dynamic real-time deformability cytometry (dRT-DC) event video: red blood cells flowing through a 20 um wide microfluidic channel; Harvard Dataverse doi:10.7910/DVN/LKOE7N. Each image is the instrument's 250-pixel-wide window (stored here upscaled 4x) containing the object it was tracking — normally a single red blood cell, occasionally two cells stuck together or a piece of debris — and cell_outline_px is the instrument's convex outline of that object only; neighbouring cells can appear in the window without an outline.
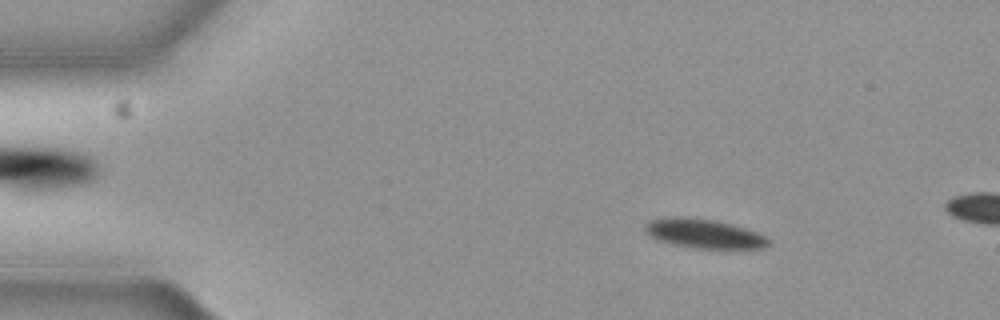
{"species": "common noctule bat (a hibernating species)", "species_latin": "Nyctalus noctula", "temperature_condition": "cold", "stored_images_in_passage": 17, "camera_frame_rate_fps": 3000, "um_per_image_px": 0.085, "animal": {"sex": "female", "body_mass_g": 19.3, "forearm_length_mm": 54.1}, "frame": {"image": 1, "passage_image": 8, "time_ms": 2.333, "image_size_px": [1000, 320], "cell_outline_px": [[772, 240], [764, 248], [692, 248], [656, 240], [644, 228], [644, 224], [648, 220], [668, 216], [684, 216], [716, 220], [732, 224], [756, 232]], "centroid_in_image_um": [59.8, 19.84], "position_along_channel_um": 25.2, "area_um2": 21.1}}
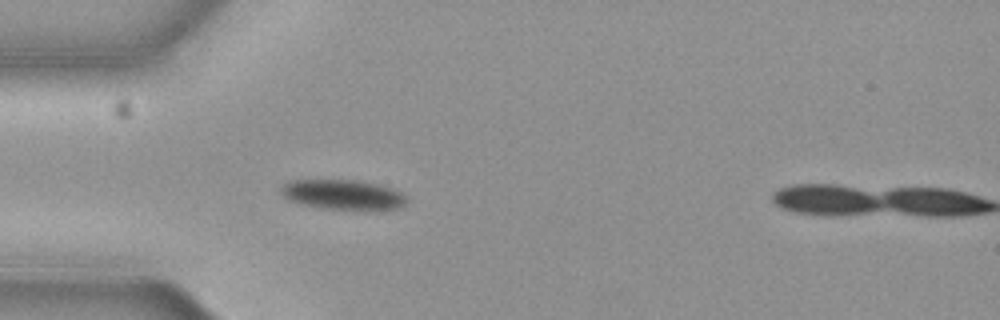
{"frame": {"image": 2, "passage_image": 16, "time_ms": 5.0, "image_size_px": [1000, 320], "cell_outline_px": [[408, 200], [400, 208], [320, 208], [300, 204], [288, 200], [280, 192], [280, 188], [288, 180], [360, 180], [392, 188], [400, 192]], "centroid_in_image_um": [29.08, 16.51], "position_along_channel_um": 55.9, "area_um2": 21.5}}